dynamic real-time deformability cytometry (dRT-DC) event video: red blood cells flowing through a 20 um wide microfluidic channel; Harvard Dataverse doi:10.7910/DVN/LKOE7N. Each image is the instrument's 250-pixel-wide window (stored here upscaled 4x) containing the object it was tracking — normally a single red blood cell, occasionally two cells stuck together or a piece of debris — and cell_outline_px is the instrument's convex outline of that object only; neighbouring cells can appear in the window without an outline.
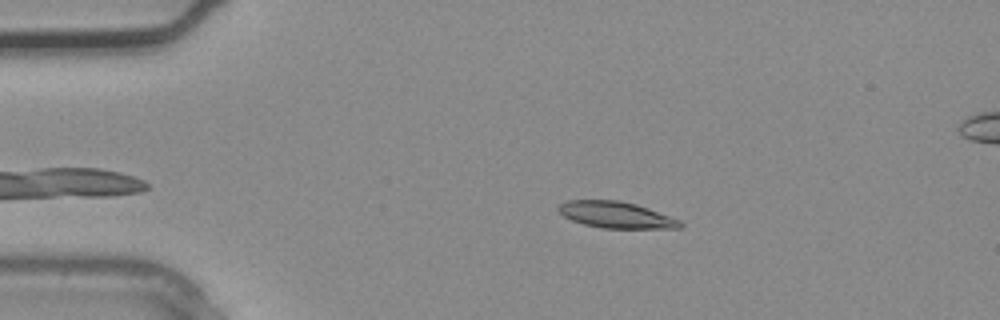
{"species": "common noctule bat (a hibernating species)", "species_latin": "Nyctalus noctula", "temperature_condition": "warm", "stored_images_in_passage": 2, "camera_frame_rate_fps": 3000, "um_per_image_px": 0.085, "animal": {"sex": "male", "body_mass_g": 20.4}, "frame": {"image": 1, "passage_image": 2, "time_ms": 0.333, "image_size_px": [1000, 320], "cell_outline_px": [[684, 224], [680, 228], [604, 228], [584, 224], [572, 220], [564, 216], [556, 208], [560, 204], [568, 200], [620, 200], [636, 204], [648, 208], [680, 220]], "centroid_in_image_um": [52.37, 18.26], "position_along_channel_um": 32.6, "area_um2": 18.61}}